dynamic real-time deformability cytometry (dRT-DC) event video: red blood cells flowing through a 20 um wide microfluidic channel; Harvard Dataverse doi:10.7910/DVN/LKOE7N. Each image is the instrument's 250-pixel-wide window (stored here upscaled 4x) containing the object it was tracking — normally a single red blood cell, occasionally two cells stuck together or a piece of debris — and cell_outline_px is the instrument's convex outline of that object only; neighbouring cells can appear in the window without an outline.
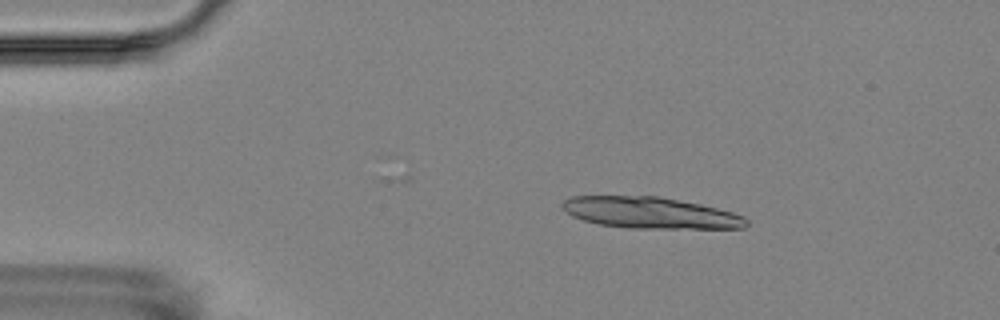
{"species": "Egyptian fruit bat (a non-hibernating species)", "species_latin": "Rousettus aegyptiacus", "temperature_condition": "room temperature", "stored_images_in_passage": 5, "segment_of_instrument_passage": [1, 2], "camera_frame_rate_fps": 3000, "um_per_image_px": 0.085, "animal": {"sex": "female"}, "frame": {"image": 1, "passage_image": 2, "time_ms": 1.0, "image_size_px": [1000, 320], "cell_outline_px": [[748, 224], [744, 228], [628, 228], [600, 224], [584, 220], [572, 216], [560, 208], [560, 204], [568, 196], [660, 196], [700, 204], [732, 212], [744, 216], [748, 220]], "centroid_in_image_um": [55.24, 18.08], "position_along_channel_um": 29.8, "area_um2": 33.7}}